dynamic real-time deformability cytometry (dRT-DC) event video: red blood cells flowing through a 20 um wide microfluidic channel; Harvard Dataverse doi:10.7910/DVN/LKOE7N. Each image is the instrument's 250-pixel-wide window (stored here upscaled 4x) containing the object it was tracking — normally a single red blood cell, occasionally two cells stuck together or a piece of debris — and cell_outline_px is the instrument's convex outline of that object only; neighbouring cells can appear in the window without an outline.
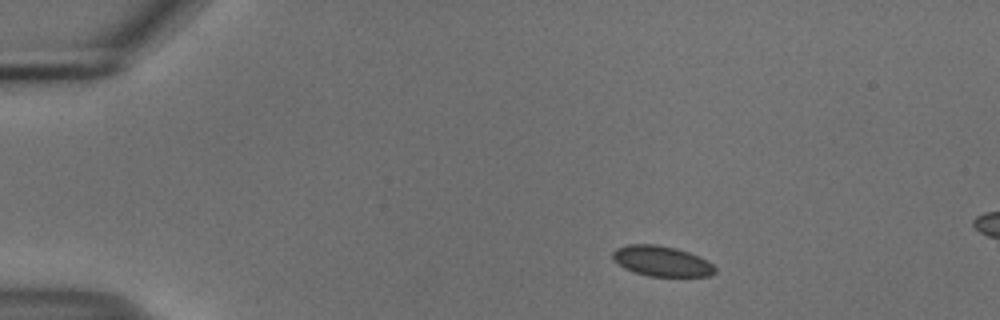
{"species": "common noctule bat (a hibernating species)", "species_latin": "Nyctalus noctula", "temperature_condition": "cold", "stored_images_in_passage": 14, "camera_frame_rate_fps": 3000, "um_per_image_px": 0.085, "animal": {"sex": "male", "body_mass_g": 18.8}, "frame": {"image": 1, "passage_image": 7, "time_ms": 2.0, "image_size_px": [1000, 320], "cell_outline_px": [[716, 272], [708, 276], [648, 276], [624, 268], [612, 260], [612, 252], [616, 248], [628, 244], [656, 244], [676, 248], [688, 252], [712, 264], [716, 268]], "centroid_in_image_um": [56.19, 22.19], "position_along_channel_um": 28.8, "area_um2": 17.98}}